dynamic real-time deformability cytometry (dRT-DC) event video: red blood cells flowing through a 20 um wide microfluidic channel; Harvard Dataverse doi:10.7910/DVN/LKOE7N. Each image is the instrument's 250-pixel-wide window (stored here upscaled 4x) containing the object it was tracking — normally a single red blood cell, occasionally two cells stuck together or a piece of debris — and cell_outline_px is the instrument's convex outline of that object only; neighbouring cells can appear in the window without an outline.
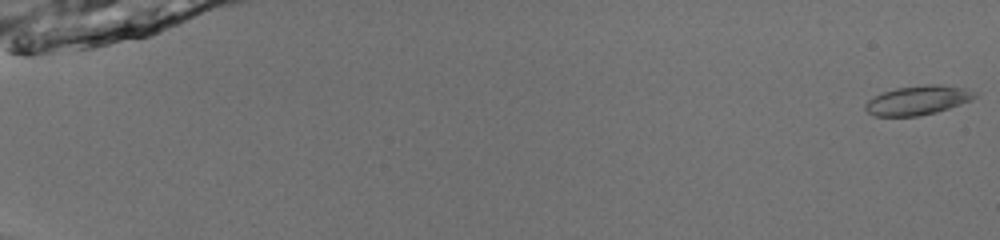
{"species": "common noctule bat (a hibernating species)", "species_latin": "Nyctalus noctula", "temperature_condition": "room temperature", "stored_images_in_passage": 53, "camera_frame_rate_fps": 3000, "um_per_image_px": 0.085, "animal": {"sex": "male", "body_mass_g": 13.0, "forearm_length_mm": 53.1}, "frame": {"image": 1, "passage_image": 1, "time_ms": 0.0, "image_size_px": [1000, 240], "cell_outline_px": [[980, 92], [972, 100], [936, 112], [920, 116], [876, 116], [868, 112], [864, 108], [864, 104], [868, 100], [884, 92], [896, 88], [924, 84], [928, 84], [964, 88]], "centroid_in_image_um": [78.03, 8.52], "position_along_channel_um": 7.0, "area_um2": 18.5}}
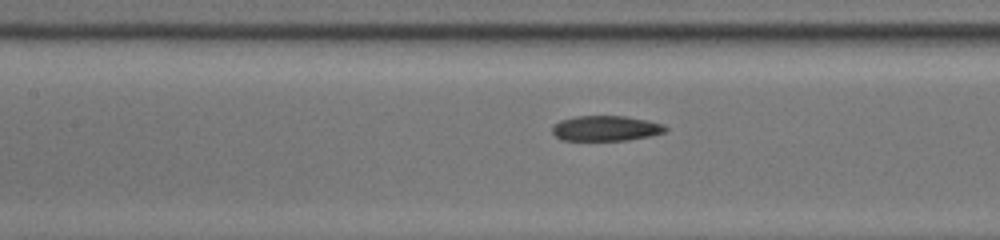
{"frame": {"image": 2, "passage_image": 27, "time_ms": 8.667, "image_size_px": [1000, 240], "cell_outline_px": [[668, 128], [664, 132], [648, 136], [628, 140], [560, 140], [552, 132], [552, 124], [560, 120], [576, 116], [624, 116], [648, 120], [664, 124]], "centroid_in_image_um": [51.47, 10.9], "position_along_channel_um": 155.9, "area_um2": 16.7}}
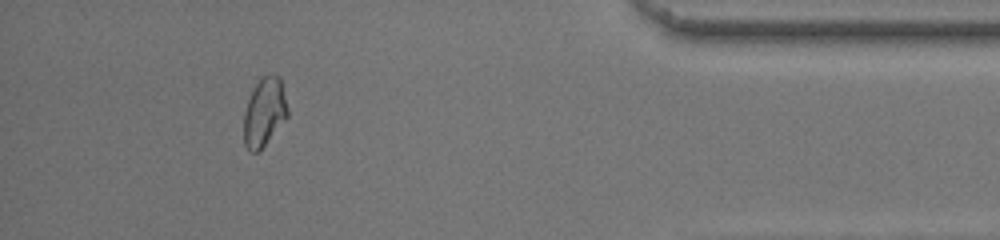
{"frame": {"image": 3, "passage_image": 49, "time_ms": 16.0, "image_size_px": [1000, 240], "cell_outline_px": [[288, 116], [260, 152], [248, 152], [244, 144], [244, 112], [252, 88], [264, 76], [272, 72], [280, 76], [288, 108]], "centroid_in_image_um": [22.47, 9.55], "position_along_channel_um": 412.7, "area_um2": 17.8}, "authors_computed_cell_mechanics": {"area_um2": 17.629, "velocity_mm_per_s": 4.0135, "shape_relaxation_time_tau1_ms": 6.2264, "shape_relaxation_time_tau2_ms": 3.3799, "deformation_change_tau1": 0.1245, "deformation_change_tau2": 0.0842}}